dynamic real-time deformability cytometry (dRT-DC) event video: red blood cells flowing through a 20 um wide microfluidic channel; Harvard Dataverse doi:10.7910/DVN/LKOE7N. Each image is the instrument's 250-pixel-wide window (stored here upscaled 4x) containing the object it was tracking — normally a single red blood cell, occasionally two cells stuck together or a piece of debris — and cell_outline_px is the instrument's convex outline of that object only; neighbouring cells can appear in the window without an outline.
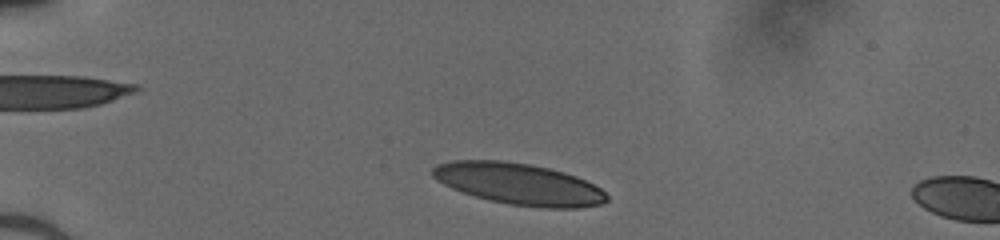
{"species": "human", "species_latin": "Homo sapiens", "temperature_condition": "cold", "stored_images_in_passage": 7, "camera_frame_rate_fps": 3000, "um_per_image_px": 0.085, "donor": {"sex": "male"}, "frame": {"image": 1, "passage_image": 3, "time_ms": 0.667, "image_size_px": [1000, 240], "cell_outline_px": [[608, 200], [604, 204], [576, 208], [544, 208], [508, 204], [488, 200], [452, 188], [436, 180], [432, 176], [432, 168], [436, 164], [452, 160], [504, 160], [528, 164], [548, 168], [564, 172], [576, 176], [600, 188], [608, 196]], "centroid_in_image_um": [44.09, 15.63], "position_along_channel_um": 40.9, "area_um2": 42.14}}